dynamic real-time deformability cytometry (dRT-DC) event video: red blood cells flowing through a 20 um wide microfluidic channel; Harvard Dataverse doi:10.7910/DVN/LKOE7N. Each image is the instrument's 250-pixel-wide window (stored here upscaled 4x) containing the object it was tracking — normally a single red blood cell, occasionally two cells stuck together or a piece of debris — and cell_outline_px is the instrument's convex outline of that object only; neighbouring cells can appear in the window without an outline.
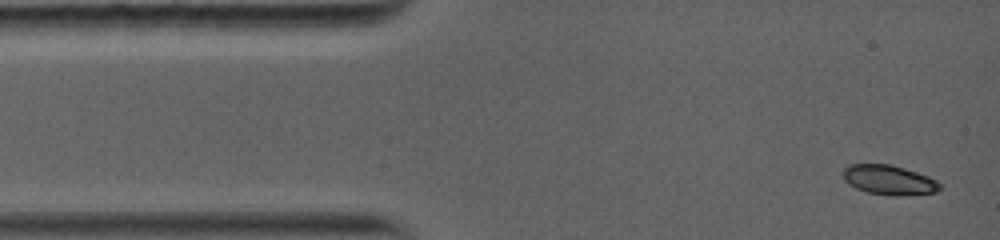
{"species": "common noctule bat (a hibernating species)", "species_latin": "Nyctalus noctula", "temperature_condition": "warm", "stored_images_in_passage": 19, "camera_frame_rate_fps": 5000, "um_per_image_px": 0.085, "animal": {"sex": "female", "body_mass_g": 19.0, "forearm_length_mm": 56.7}, "frame": {"image": 1, "passage_image": 1, "time_ms": 0.0, "image_size_px": [1000, 240], "cell_outline_px": [[944, 188], [936, 192], [896, 196], [868, 192], [856, 188], [848, 184], [844, 180], [844, 168], [848, 164], [888, 164], [904, 168], [928, 176], [936, 180]], "centroid_in_image_um": [75.58, 15.29], "position_along_channel_um": 9.4, "area_um2": 16.65}}
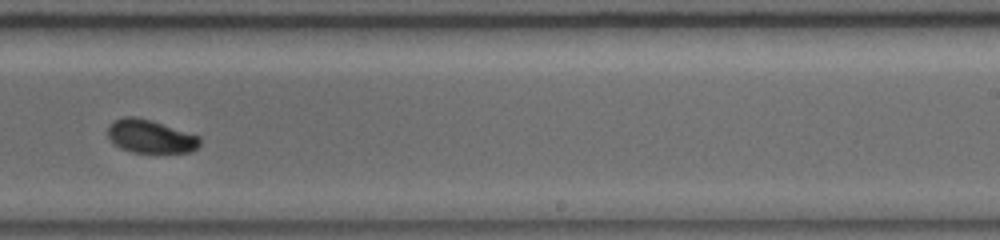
{"frame": {"image": 2, "passage_image": 9, "time_ms": 8.2, "image_size_px": [1000, 240], "cell_outline_px": [[200, 144], [192, 152], [132, 152], [120, 148], [112, 144], [108, 140], [108, 128], [116, 120], [128, 116], [132, 116], [148, 120], [200, 136]], "centroid_in_image_um": [12.77, 11.62], "position_along_channel_um": 276.2, "area_um2": 17.51}}
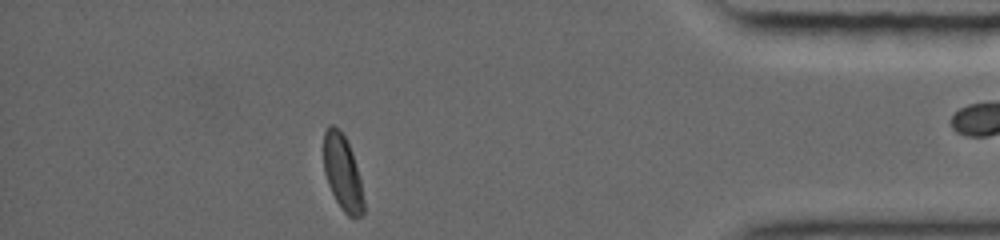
{"frame": {"image": 3, "passage_image": 19, "time_ms": 12.4, "image_size_px": [1000, 240], "cell_outline_px": [[364, 212], [360, 216], [352, 220], [340, 208], [328, 184], [324, 172], [324, 132], [332, 124], [344, 136], [352, 152], [360, 180], [364, 200]], "centroid_in_image_um": [29.12, 14.75], "position_along_channel_um": 406.1, "area_um2": 17.4}, "authors_computed_cell_mechanics": {"area_um2": 18.0914, "velocity_mm_per_s": 4.0816, "shape_relaxation_time_tau1_ms": 5.2975, "shape_relaxation_time_tau2_ms": 4.4835, "deformation_change_tau1": 0.1385, "deformation_change_tau2": 0.0359}}